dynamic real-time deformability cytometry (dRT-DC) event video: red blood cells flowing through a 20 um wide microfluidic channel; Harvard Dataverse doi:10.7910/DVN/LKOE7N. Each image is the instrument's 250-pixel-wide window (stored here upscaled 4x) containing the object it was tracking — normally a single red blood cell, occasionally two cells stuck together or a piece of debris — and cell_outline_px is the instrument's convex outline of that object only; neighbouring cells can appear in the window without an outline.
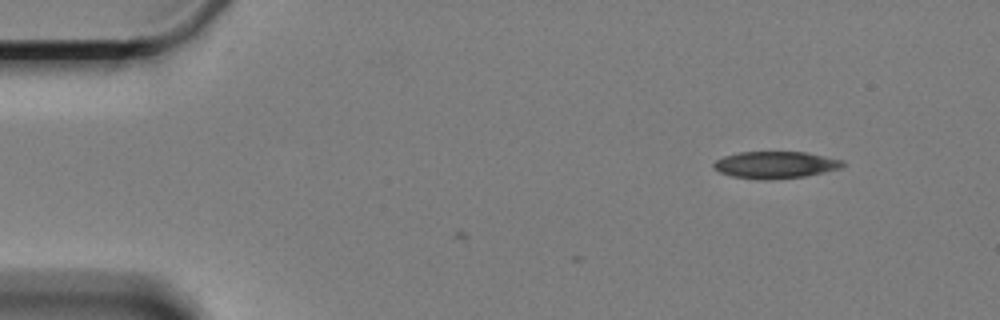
{"species": "Egyptian fruit bat (a non-hibernating species)", "species_latin": "Rousettus aegyptiacus", "temperature_condition": "cold", "stored_images_in_passage": 2, "camera_frame_rate_fps": 3000, "um_per_image_px": 0.085, "animal": {"sex": "female"}, "frame": {"image": 1, "passage_image": 2, "time_ms": 0.333, "image_size_px": [1000, 320], "cell_outline_px": [[844, 164], [840, 168], [824, 172], [804, 176], [764, 180], [732, 176], [720, 172], [712, 164], [716, 160], [724, 156], [740, 152], [808, 152], [844, 160]], "centroid_in_image_um": [65.93, 14.0], "position_along_channel_um": 19.1, "area_um2": 20.11}}